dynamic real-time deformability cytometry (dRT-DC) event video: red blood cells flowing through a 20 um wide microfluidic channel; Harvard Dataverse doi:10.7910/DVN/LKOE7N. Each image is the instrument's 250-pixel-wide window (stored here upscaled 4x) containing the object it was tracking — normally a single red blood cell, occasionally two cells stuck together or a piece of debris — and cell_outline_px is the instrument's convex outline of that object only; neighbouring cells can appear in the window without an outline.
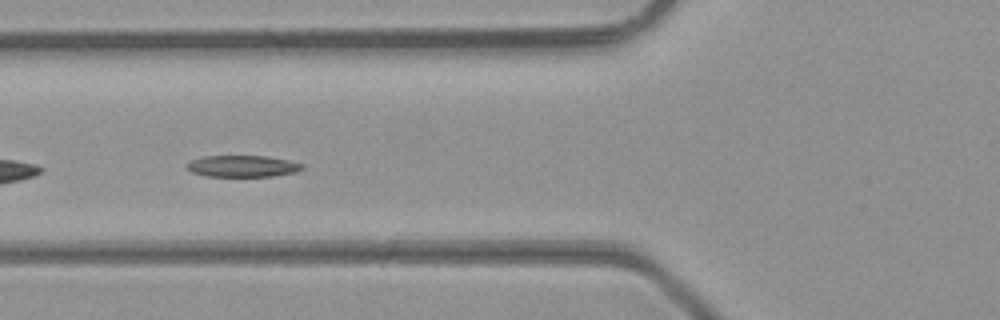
{"species": "common noctule bat (a hibernating species)", "species_latin": "Nyctalus noctula", "temperature_condition": "room temperature", "stored_images_in_passage": 5, "camera_frame_rate_fps": 3000, "um_per_image_px": 0.085, "animal": {"sex": "male", "body_mass_g": 23.1, "forearm_length_mm": 52.7}, "frame": {"image": 1, "passage_image": 4, "time_ms": 1.0, "image_size_px": [1000, 320], "cell_outline_px": [[304, 168], [296, 172], [272, 176], [208, 176], [192, 172], [184, 168], [192, 160], [204, 156], [268, 156], [288, 160], [304, 164]], "centroid_in_image_um": [20.64, 14.12], "position_along_channel_um": 105.2, "area_um2": 14.45}}
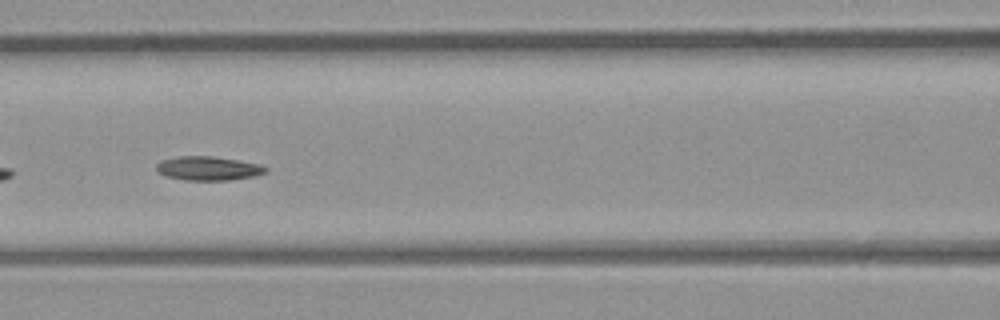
{"frame": {"image": 2, "passage_image": 5, "time_ms": 1.333, "image_size_px": [1000, 320], "cell_outline_px": [[268, 172], [252, 176], [228, 180], [184, 180], [168, 176], [156, 172], [156, 164], [160, 160], [180, 156], [212, 156], [260, 164], [268, 168]], "centroid_in_image_um": [17.67, 14.31], "position_along_channel_um": 148.9, "area_um2": 15.2}}